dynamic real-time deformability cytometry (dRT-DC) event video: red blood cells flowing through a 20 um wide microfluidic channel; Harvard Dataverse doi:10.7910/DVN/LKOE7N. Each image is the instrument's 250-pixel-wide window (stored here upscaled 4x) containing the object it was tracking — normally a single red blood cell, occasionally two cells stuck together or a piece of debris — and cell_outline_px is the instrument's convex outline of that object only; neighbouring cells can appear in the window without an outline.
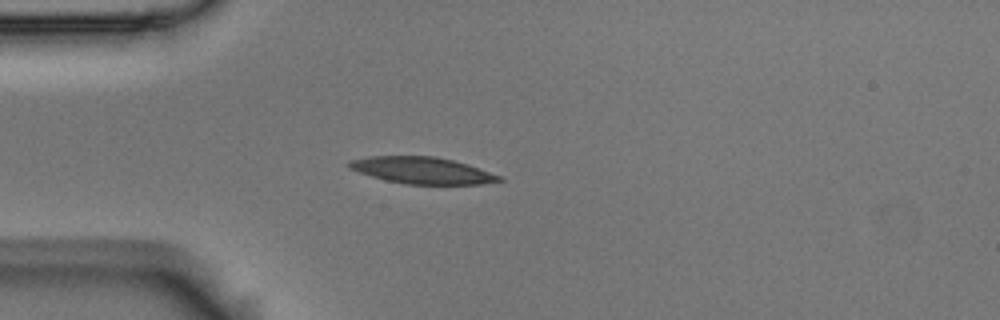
{"species": "Egyptian fruit bat (a non-hibernating species)", "species_latin": "Rousettus aegyptiacus", "temperature_condition": "room temperature", "stored_images_in_passage": 4, "camera_frame_rate_fps": 3000, "um_per_image_px": 0.085, "animal": {"sex": "male"}, "frame": {"image": 1, "passage_image": 4, "time_ms": 1.0, "image_size_px": [1000, 320], "cell_outline_px": [[504, 180], [484, 184], [404, 184], [384, 180], [348, 168], [348, 164], [352, 160], [368, 156], [436, 156], [468, 164], [504, 176]], "centroid_in_image_um": [35.95, 14.49], "position_along_channel_um": 49.1, "area_um2": 23.41}}